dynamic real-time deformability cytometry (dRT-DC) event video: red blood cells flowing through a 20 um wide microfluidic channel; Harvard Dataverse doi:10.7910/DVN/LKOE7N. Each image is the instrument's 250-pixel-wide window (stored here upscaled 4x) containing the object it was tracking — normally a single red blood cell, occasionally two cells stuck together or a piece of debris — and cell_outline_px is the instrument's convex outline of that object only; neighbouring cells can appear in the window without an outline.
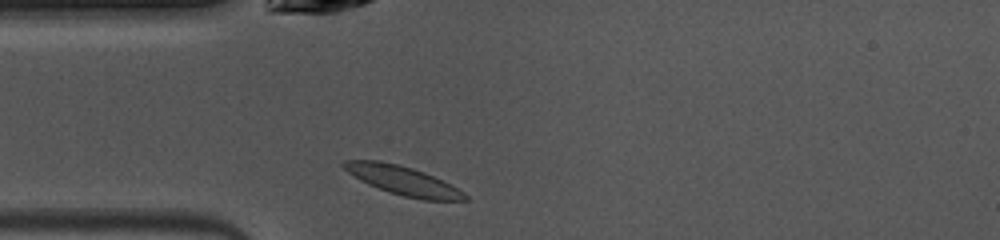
{"species": "common noctule bat (a hibernating species)", "species_latin": "Nyctalus noctula", "temperature_condition": "warm", "stored_images_in_passage": 37, "camera_frame_rate_fps": 3000, "um_per_image_px": 0.085, "animal": {"sex": "female", "body_mass_g": 10.0, "forearm_length_mm": 53.1}, "frame": {"image": 1, "passage_image": 1, "time_ms": 0.0, "image_size_px": [1000, 240], "cell_outline_px": [[468, 200], [424, 200], [404, 196], [388, 192], [368, 184], [360, 180], [348, 172], [344, 168], [344, 160], [380, 160], [412, 168], [424, 172], [464, 192], [468, 196]], "centroid_in_image_um": [34.23, 15.35], "position_along_channel_um": 50.8, "area_um2": 20.0}}
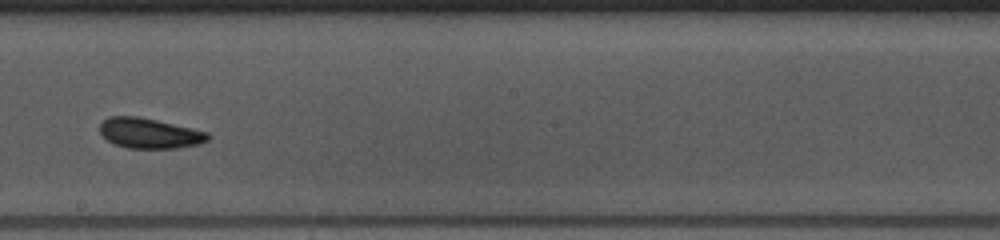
{"frame": {"image": 2, "passage_image": 15, "time_ms": 4.667, "image_size_px": [1000, 240], "cell_outline_px": [[212, 136], [208, 140], [200, 144], [176, 148], [128, 148], [112, 144], [100, 132], [100, 124], [108, 116], [136, 116], [156, 120], [192, 128], [208, 132]], "centroid_in_image_um": [12.72, 11.33], "position_along_channel_um": 235.5, "area_um2": 19.07}}
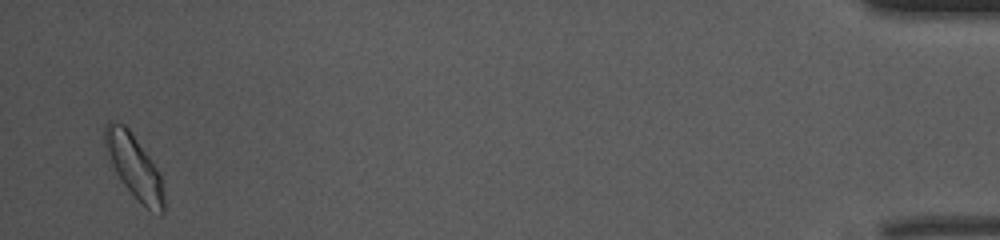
{"frame": {"image": 3, "passage_image": 36, "time_ms": 11.667, "image_size_px": [1000, 240], "cell_outline_px": [[164, 212], [160, 216], [148, 208], [124, 184], [116, 172], [112, 164], [104, 140], [104, 128], [108, 120], [124, 124], [128, 128], [148, 156], [156, 168], [160, 176], [164, 196]], "centroid_in_image_um": [11.41, 14.13], "position_along_channel_um": 423.8, "area_um2": 20.92}, "authors_computed_cell_mechanics": {"area_um2": 18.9006, "velocity_mm_per_s": 4.0343, "shape_relaxation_time_tau1_ms": 2.6138, "shape_relaxation_time_tau2_ms": 4.8817, "deformation_change_tau1": 0.1175, "deformation_change_tau2": 0.0799}}